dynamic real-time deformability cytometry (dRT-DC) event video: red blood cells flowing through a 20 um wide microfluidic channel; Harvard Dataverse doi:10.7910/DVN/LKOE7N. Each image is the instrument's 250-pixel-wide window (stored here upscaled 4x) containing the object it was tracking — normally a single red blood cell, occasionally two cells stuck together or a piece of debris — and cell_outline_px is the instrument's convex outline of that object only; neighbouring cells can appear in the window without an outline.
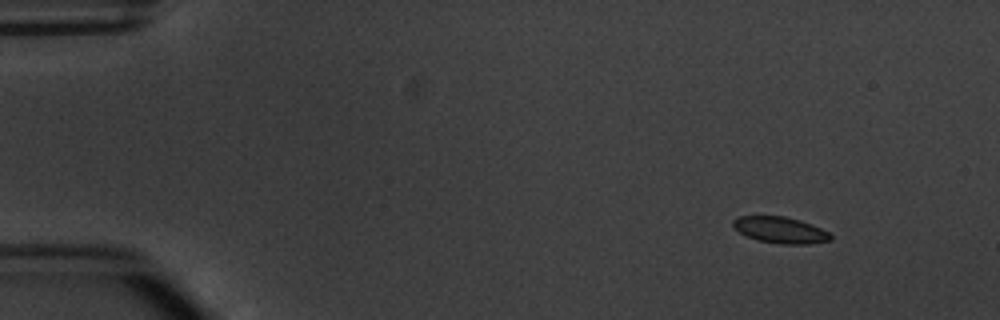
{"species": "common noctule bat (a hibernating species)", "species_latin": "Nyctalus noctula", "temperature_condition": "warm", "stored_images_in_passage": 8, "camera_frame_rate_fps": 3000, "um_per_image_px": 0.085, "animal": {"sex": "male", "body_mass_g": 20.1, "forearm_length_mm": 53.5}, "frame": {"image": 1, "passage_image": 1, "time_ms": 0.0, "image_size_px": [1000, 320], "cell_outline_px": [[832, 240], [808, 244], [780, 244], [760, 240], [748, 236], [740, 232], [732, 224], [732, 220], [740, 216], [784, 216], [800, 220], [812, 224], [828, 232], [832, 236]], "centroid_in_image_um": [66.36, 19.55], "position_along_channel_um": 18.6, "area_um2": 14.8}}
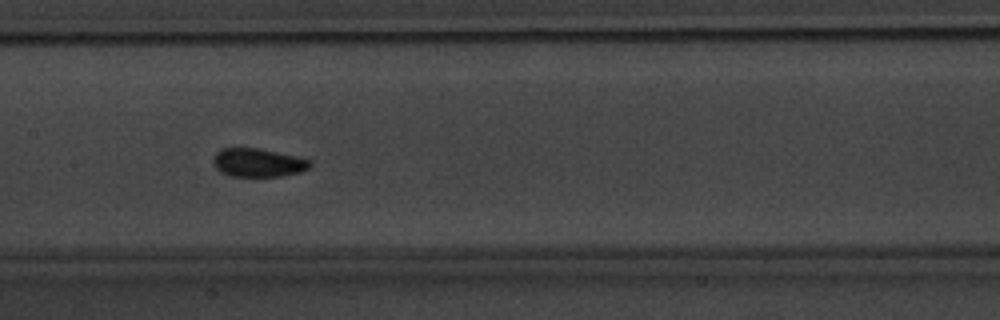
{"frame": {"image": 2, "passage_image": 7, "time_ms": 7.0, "image_size_px": [1000, 320], "cell_outline_px": [[312, 164], [308, 168], [300, 172], [280, 176], [232, 176], [220, 172], [216, 168], [212, 160], [216, 152], [220, 148], [260, 148], [296, 156], [312, 160]], "centroid_in_image_um": [21.93, 13.81], "position_along_channel_um": 185.5, "area_um2": 16.13}}
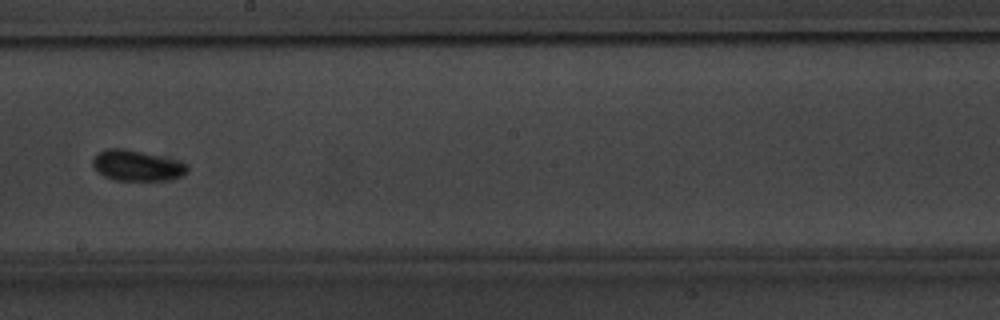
{"frame": {"image": 3, "passage_image": 8, "time_ms": 8.333, "image_size_px": [1000, 320], "cell_outline_px": [[188, 172], [180, 176], [168, 180], [112, 180], [96, 172], [92, 164], [92, 160], [96, 152], [104, 148], [124, 148], [188, 164]], "centroid_in_image_um": [11.54, 14.08], "position_along_channel_um": 236.7, "area_um2": 16.82}}